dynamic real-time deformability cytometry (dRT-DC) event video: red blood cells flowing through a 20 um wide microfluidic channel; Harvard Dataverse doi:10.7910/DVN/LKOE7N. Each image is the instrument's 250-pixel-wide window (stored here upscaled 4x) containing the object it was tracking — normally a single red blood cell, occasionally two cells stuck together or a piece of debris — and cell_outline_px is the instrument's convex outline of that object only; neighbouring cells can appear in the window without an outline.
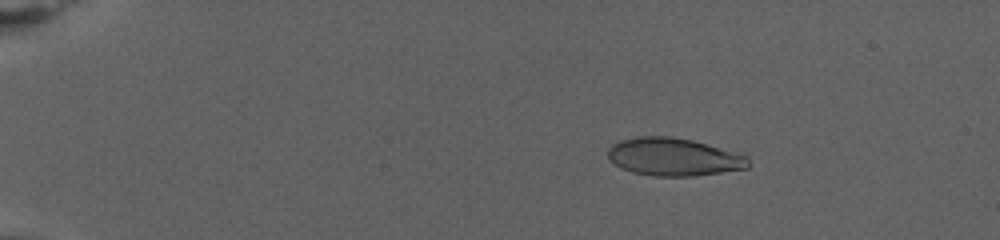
{"species": "human", "species_latin": "Homo sapiens", "temperature_condition": "warm", "stored_images_in_passage": 80, "camera_frame_rate_fps": 3000, "um_per_image_px": 0.085, "donor": {"sex": "female"}, "frame": {"image": 1, "passage_image": 15, "time_ms": 4.667, "image_size_px": [1000, 240], "cell_outline_px": [[752, 164], [748, 168], [692, 176], [652, 176], [632, 172], [620, 168], [608, 160], [608, 148], [612, 144], [620, 140], [636, 136], [672, 136], [692, 140], [748, 156]], "centroid_in_image_um": [57.23, 13.34], "position_along_channel_um": 27.8, "area_um2": 31.15}}
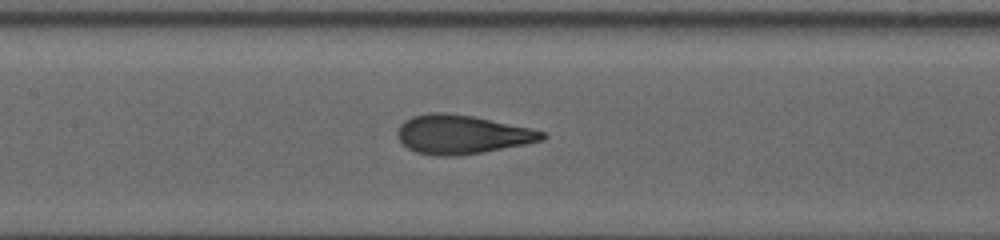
{"frame": {"image": 2, "passage_image": 42, "time_ms": 13.667, "image_size_px": [1000, 240], "cell_outline_px": [[548, 136], [544, 140], [484, 152], [456, 156], [436, 156], [416, 152], [408, 148], [396, 136], [396, 132], [400, 124], [404, 120], [412, 116], [432, 112], [444, 112], [472, 116], [532, 128], [544, 132]], "centroid_in_image_um": [39.25, 11.43], "position_along_channel_um": 168.2, "area_um2": 32.89}}
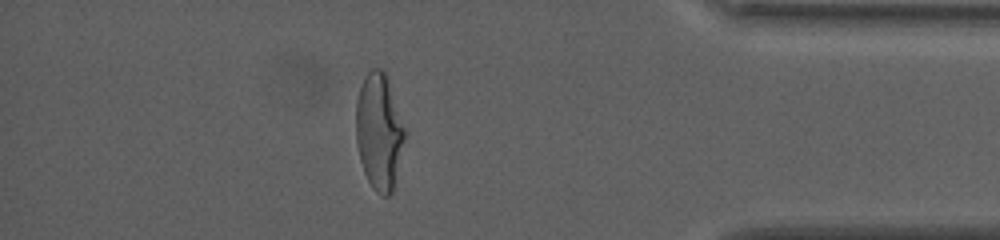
{"frame": {"image": 3, "passage_image": 71, "time_ms": 23.333, "image_size_px": [1000, 240], "cell_outline_px": [[408, 132], [392, 192], [388, 196], [384, 196], [376, 192], [372, 188], [364, 172], [360, 160], [356, 144], [356, 100], [364, 76], [372, 68], [384, 68]], "centroid_in_image_um": [32.25, 11.16], "position_along_channel_um": 402.9, "area_um2": 33.81}, "authors_computed_cell_mechanics": {"area_um2": 32.079, "velocity_mm_per_s": 2.7144, "shape_relaxation_time_tau1_ms": 5.904, "shape_relaxation_time_tau2_ms": null, "deformation_change_tau1": 0.2493, "deformation_change_tau2": null}}